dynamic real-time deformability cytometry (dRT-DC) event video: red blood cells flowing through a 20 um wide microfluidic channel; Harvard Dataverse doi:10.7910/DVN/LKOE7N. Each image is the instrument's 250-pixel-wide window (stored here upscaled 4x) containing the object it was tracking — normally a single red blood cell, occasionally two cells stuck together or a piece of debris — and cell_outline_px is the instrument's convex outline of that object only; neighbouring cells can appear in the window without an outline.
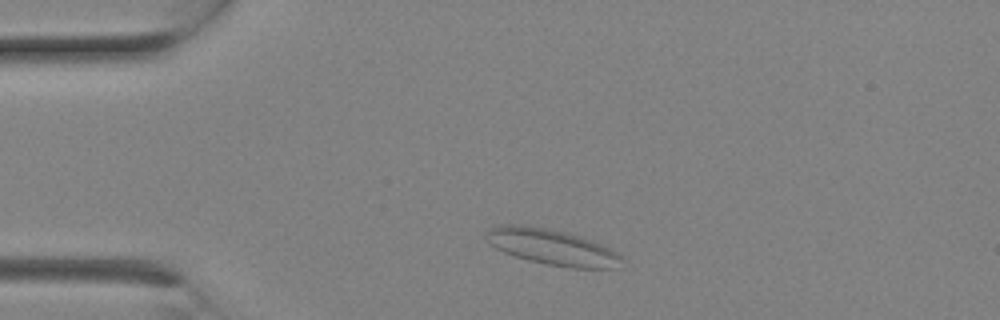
{"species": "Egyptian fruit bat (a non-hibernating species)", "species_latin": "Rousettus aegyptiacus", "temperature_condition": "room temperature", "stored_images_in_passage": 3, "camera_frame_rate_fps": 3000, "um_per_image_px": 0.085, "animal": {"sex": "female"}, "frame": {"image": 1, "passage_image": 3, "time_ms": 0.667, "image_size_px": [1000, 320], "cell_outline_px": [[624, 260], [616, 268], [572, 268], [548, 264], [528, 260], [504, 252], [488, 244], [484, 236], [488, 228], [496, 224], [520, 224], [548, 228], [568, 232], [584, 236], [624, 256]], "centroid_in_image_um": [46.89, 20.97], "position_along_channel_um": 38.1, "area_um2": 28.73}}